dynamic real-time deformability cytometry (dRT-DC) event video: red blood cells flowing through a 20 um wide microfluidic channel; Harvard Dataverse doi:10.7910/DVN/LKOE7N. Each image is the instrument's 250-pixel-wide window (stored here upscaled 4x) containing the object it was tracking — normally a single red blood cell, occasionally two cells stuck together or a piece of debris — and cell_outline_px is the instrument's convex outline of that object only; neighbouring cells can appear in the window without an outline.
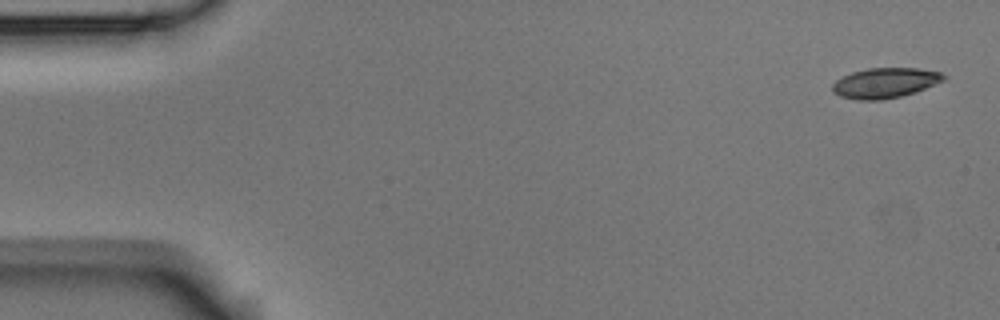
{"species": "Egyptian fruit bat (a non-hibernating species)", "species_latin": "Rousettus aegyptiacus", "temperature_condition": "room temperature", "stored_images_in_passage": 6, "segment_of_instrument_passage": [1, 2], "camera_frame_rate_fps": 3000, "um_per_image_px": 0.085, "animal": {"sex": "male"}, "frame": {"image": 1, "passage_image": 1, "time_ms": 0.0, "image_size_px": [1000, 320], "cell_outline_px": [[948, 76], [944, 80], [916, 92], [900, 96], [880, 100], [856, 100], [840, 96], [832, 92], [832, 84], [836, 80], [852, 72], [868, 68], [920, 68], [940, 72]], "centroid_in_image_um": [75.23, 7.04], "position_along_channel_um": 9.8, "area_um2": 19.59}}
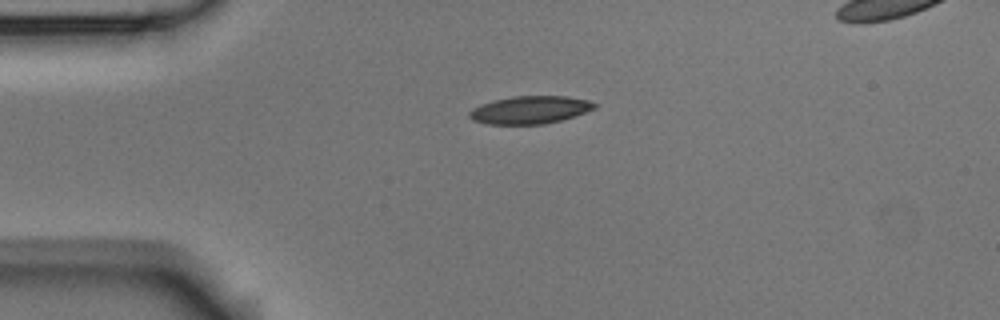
{"frame": {"image": 2, "passage_image": 4, "time_ms": 3.667, "image_size_px": [1000, 320], "cell_outline_px": [[596, 108], [576, 116], [544, 124], [488, 124], [472, 120], [468, 116], [468, 112], [472, 108], [480, 104], [492, 100], [512, 96], [564, 96], [588, 100], [596, 104]], "centroid_in_image_um": [45.02, 9.34], "position_along_channel_um": 40.0, "area_um2": 20.35}}